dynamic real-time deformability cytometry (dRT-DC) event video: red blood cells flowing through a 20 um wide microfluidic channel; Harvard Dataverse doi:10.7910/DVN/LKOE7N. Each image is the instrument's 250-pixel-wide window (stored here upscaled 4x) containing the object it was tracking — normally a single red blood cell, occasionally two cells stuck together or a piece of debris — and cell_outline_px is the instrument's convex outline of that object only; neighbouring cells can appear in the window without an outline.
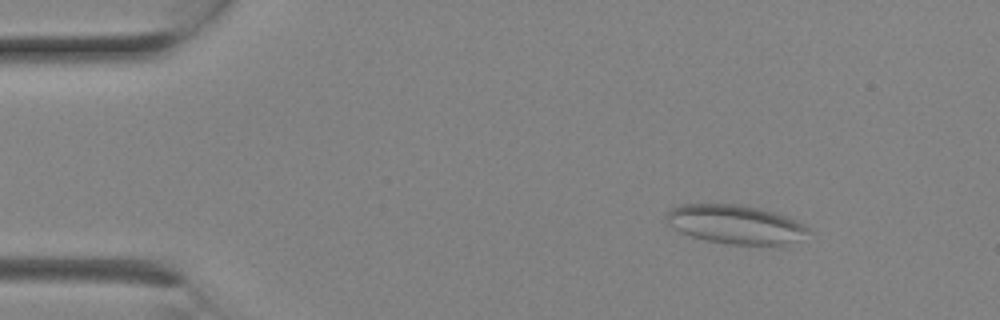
{"species": "Egyptian fruit bat (a non-hibernating species)", "species_latin": "Rousettus aegyptiacus", "temperature_condition": "room temperature", "stored_images_in_passage": 2, "camera_frame_rate_fps": 3000, "um_per_image_px": 0.085, "animal": {"sex": "female"}, "frame": {"image": 1, "passage_image": 1, "time_ms": 0.0, "image_size_px": [1000, 320], "cell_outline_px": [[812, 232], [800, 240], [788, 244], [732, 244], [708, 240], [692, 236], [680, 232], [668, 224], [664, 220], [664, 216], [672, 208], [680, 204], [740, 204], [760, 208], [776, 212], [804, 224]], "centroid_in_image_um": [62.52, 19.06], "position_along_channel_um": 22.5, "area_um2": 32.19}}